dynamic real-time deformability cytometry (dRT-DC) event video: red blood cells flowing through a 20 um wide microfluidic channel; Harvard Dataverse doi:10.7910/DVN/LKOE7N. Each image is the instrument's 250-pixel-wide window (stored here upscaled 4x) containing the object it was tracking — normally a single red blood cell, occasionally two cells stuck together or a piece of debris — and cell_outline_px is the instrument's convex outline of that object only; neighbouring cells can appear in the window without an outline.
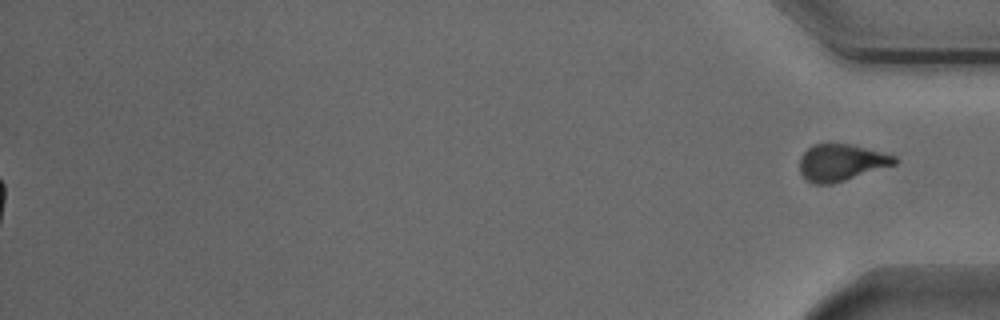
{"species": "Egyptian fruit bat (a non-hibernating species)", "species_latin": "Rousettus aegyptiacus", "temperature_condition": "cold", "stored_images_in_passage": 55, "segment_of_instrument_passage": [2, 2], "camera_frame_rate_fps": 3000, "um_per_image_px": 0.085, "animal": {"sex": "male"}, "frame": {"image": 1, "passage_image": 55, "time_ms": 18.0, "image_size_px": [1000, 320], "cell_outline_px": [[900, 160], [896, 164], [832, 184], [812, 184], [800, 172], [800, 156], [812, 144], [852, 144], [896, 156]], "centroid_in_image_um": [71.51, 13.81], "position_along_channel_um": 363.7, "area_um2": 20.29}}